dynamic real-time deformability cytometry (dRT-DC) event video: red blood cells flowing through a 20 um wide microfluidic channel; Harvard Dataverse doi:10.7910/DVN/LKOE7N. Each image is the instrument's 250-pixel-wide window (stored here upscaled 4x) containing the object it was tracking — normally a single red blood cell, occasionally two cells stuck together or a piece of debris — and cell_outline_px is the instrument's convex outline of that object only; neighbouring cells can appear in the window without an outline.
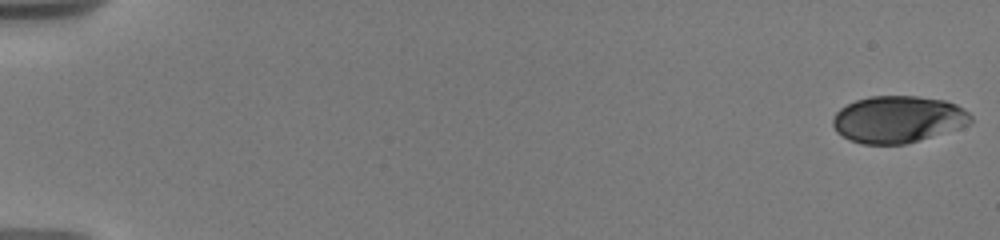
{"species": "human", "species_latin": "Homo sapiens", "temperature_condition": "warm", "stored_images_in_passage": 27, "camera_frame_rate_fps": 3000, "um_per_image_px": 0.085, "donor": {"sex": "male"}, "frame": {"image": 1, "passage_image": 1, "time_ms": 0.0, "image_size_px": [1000, 240], "cell_outline_px": [[972, 120], [968, 124], [960, 128], [904, 144], [860, 144], [836, 132], [832, 124], [832, 120], [836, 112], [840, 108], [856, 100], [868, 96], [916, 96], [944, 100], [956, 104], [964, 108], [972, 116]], "centroid_in_image_um": [76.32, 10.13], "position_along_channel_um": 8.7, "area_um2": 37.63}}
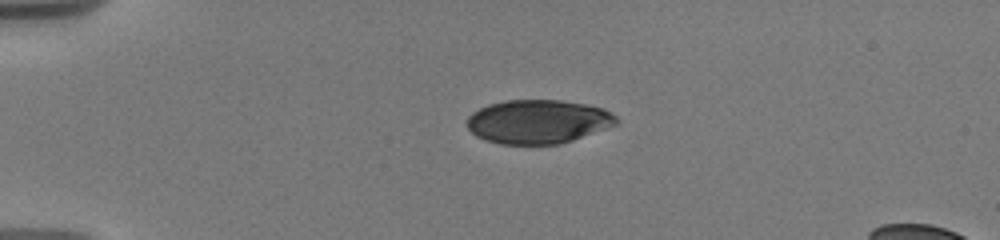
{"frame": {"image": 2, "passage_image": 17, "time_ms": 4.333, "image_size_px": [1000, 240], "cell_outline_px": [[620, 124], [560, 144], [500, 144], [476, 136], [468, 128], [468, 116], [472, 112], [488, 104], [504, 100], [560, 100], [584, 104], [604, 108], [612, 112], [620, 120]], "centroid_in_image_um": [45.78, 10.33], "position_along_channel_um": 39.2, "area_um2": 38.32}}